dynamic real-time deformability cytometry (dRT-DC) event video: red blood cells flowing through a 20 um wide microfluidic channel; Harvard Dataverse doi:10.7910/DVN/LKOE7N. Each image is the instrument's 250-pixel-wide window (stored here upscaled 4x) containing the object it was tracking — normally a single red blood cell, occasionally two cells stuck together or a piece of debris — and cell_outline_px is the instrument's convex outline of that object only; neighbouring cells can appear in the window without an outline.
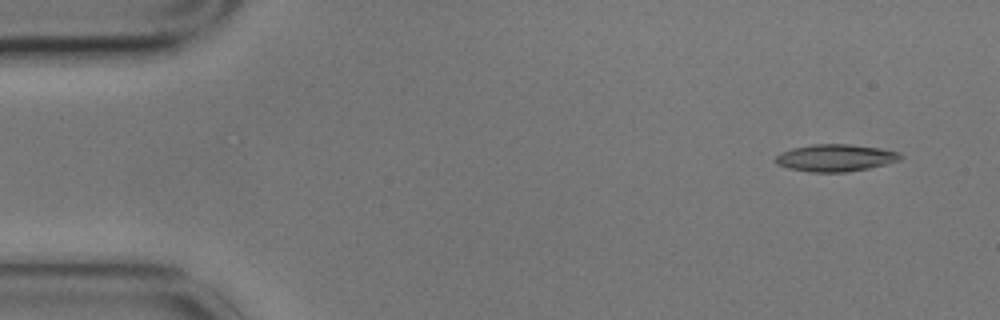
{"species": "common noctule bat (a hibernating species)", "species_latin": "Nyctalus noctula", "temperature_condition": "cold", "stored_images_in_passage": 5, "camera_frame_rate_fps": 3000, "um_per_image_px": 0.085, "animal": {"sex": "male", "body_mass_g": 17.9}, "frame": {"image": 1, "passage_image": 1, "time_ms": 0.0, "image_size_px": [1000, 320], "cell_outline_px": [[904, 156], [900, 160], [868, 168], [848, 172], [808, 172], [788, 168], [776, 164], [772, 160], [780, 152], [792, 148], [812, 144], [848, 144], [880, 148], [900, 152]], "centroid_in_image_um": [70.98, 13.41], "position_along_channel_um": 14.0, "area_um2": 19.94}}
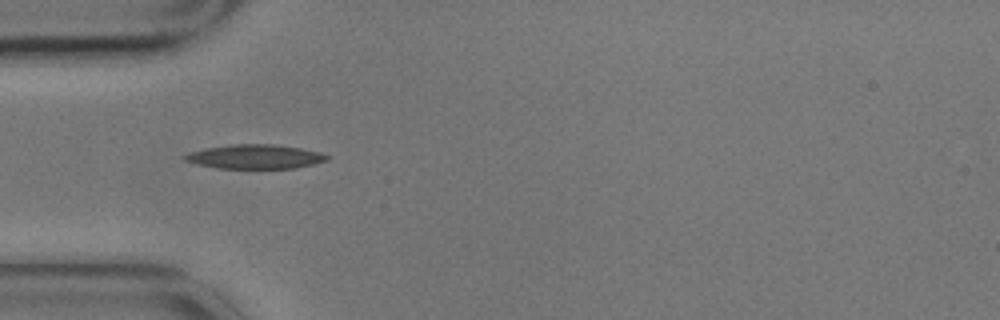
{"frame": {"image": 2, "passage_image": 4, "time_ms": 1.0, "image_size_px": [1000, 320], "cell_outline_px": [[328, 160], [296, 168], [220, 168], [200, 164], [184, 160], [184, 156], [192, 152], [208, 148], [232, 144], [272, 144], [300, 148], [320, 152], [328, 156]], "centroid_in_image_um": [21.73, 13.31], "position_along_channel_um": 63.3, "area_um2": 19.59}}